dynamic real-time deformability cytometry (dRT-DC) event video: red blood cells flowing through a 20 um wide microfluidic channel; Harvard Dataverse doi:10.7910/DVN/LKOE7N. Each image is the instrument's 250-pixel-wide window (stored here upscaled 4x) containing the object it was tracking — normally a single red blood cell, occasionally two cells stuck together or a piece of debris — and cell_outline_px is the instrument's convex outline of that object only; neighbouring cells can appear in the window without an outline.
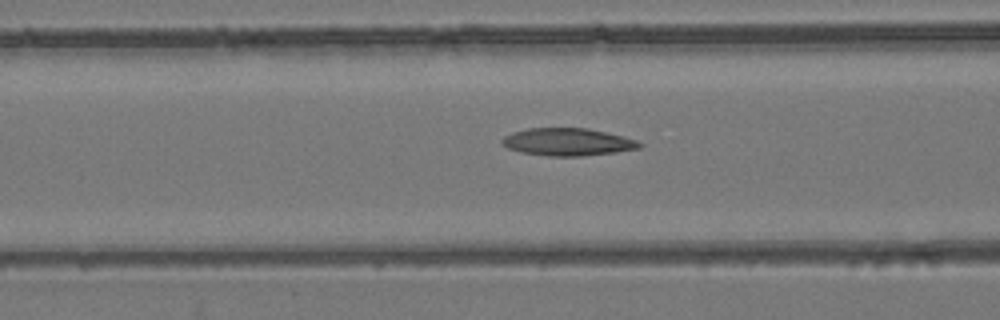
{"species": "common noctule bat (a hibernating species)", "species_latin": "Nyctalus noctula", "temperature_condition": "room temperature", "stored_images_in_passage": 54, "camera_frame_rate_fps": 3000, "um_per_image_px": 0.085, "animal": {"sex": "female", "body_mass_g": 24.6, "forearm_length_mm": 56.2}, "frame": {"image": 1, "passage_image": 22, "time_ms": 7.0, "image_size_px": [1000, 320], "cell_outline_px": [[644, 144], [640, 148], [616, 152], [584, 156], [548, 156], [520, 152], [508, 148], [500, 140], [504, 136], [512, 132], [528, 128], [588, 128], [636, 140]], "centroid_in_image_um": [48.23, 12.07], "position_along_channel_um": 118.4, "area_um2": 21.96}}
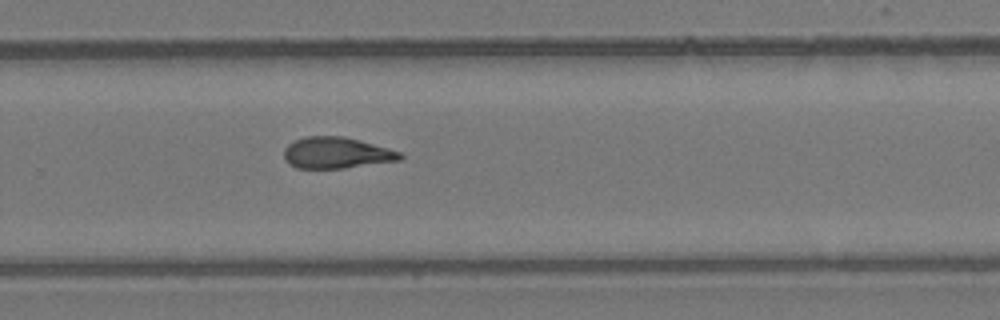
{"frame": {"image": 2, "passage_image": 36, "time_ms": 11.667, "image_size_px": [1000, 320], "cell_outline_px": [[404, 156], [400, 160], [344, 168], [296, 168], [288, 164], [284, 160], [284, 148], [288, 144], [304, 136], [344, 136], [360, 140], [388, 148], [400, 152]], "centroid_in_image_um": [28.57, 12.99], "position_along_channel_um": 301.2, "area_um2": 21.21}}
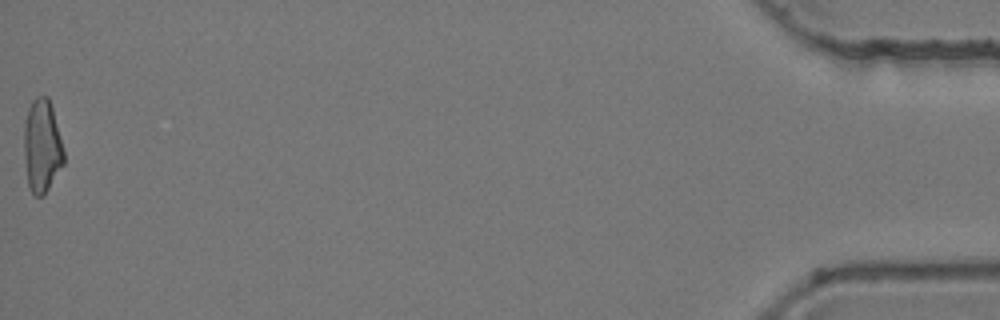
{"frame": {"image": 3, "passage_image": 54, "time_ms": 17.667, "image_size_px": [1000, 320], "cell_outline_px": [[64, 164], [44, 196], [36, 196], [32, 192], [28, 184], [24, 152], [24, 124], [28, 108], [32, 100], [36, 96], [48, 96], [52, 108], [64, 152]], "centroid_in_image_um": [3.57, 12.42], "position_along_channel_um": 431.6, "area_um2": 21.5}, "authors_computed_cell_mechanics": {"area_um2": 21.6172, "velocity_mm_per_s": 3.9308, "shape_relaxation_time_tau1_ms": null, "shape_relaxation_time_tau2_ms": 3.5131, "deformation_change_tau1": null, "deformation_change_tau2": 0.1077}}